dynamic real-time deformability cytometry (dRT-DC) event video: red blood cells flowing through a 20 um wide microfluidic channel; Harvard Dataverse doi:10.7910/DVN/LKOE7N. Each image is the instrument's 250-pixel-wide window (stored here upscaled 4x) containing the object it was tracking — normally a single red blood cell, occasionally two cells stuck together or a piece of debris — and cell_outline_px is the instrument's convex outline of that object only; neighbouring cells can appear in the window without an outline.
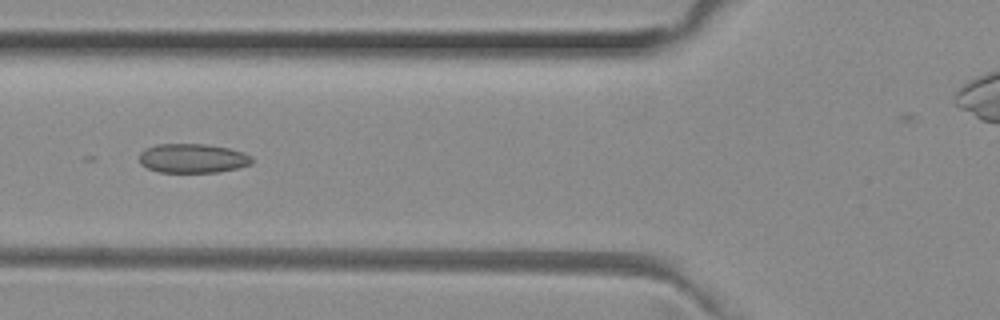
{"species": "common noctule bat (a hibernating species)", "species_latin": "Nyctalus noctula", "temperature_condition": "room temperature", "stored_images_in_passage": 50, "camera_frame_rate_fps": 3000, "um_per_image_px": 0.085, "animal": {"sex": "female", "body_mass_g": 29.2, "forearm_length_mm": 56.3}, "frame": {"image": 1, "passage_image": 21, "time_ms": 6.667, "image_size_px": [1000, 320], "cell_outline_px": [[252, 164], [236, 168], [216, 172], [160, 172], [148, 168], [140, 164], [140, 152], [144, 148], [156, 144], [204, 144], [228, 148], [244, 152], [252, 156]], "centroid_in_image_um": [16.36, 13.45], "position_along_channel_um": 109.4, "area_um2": 19.19}}
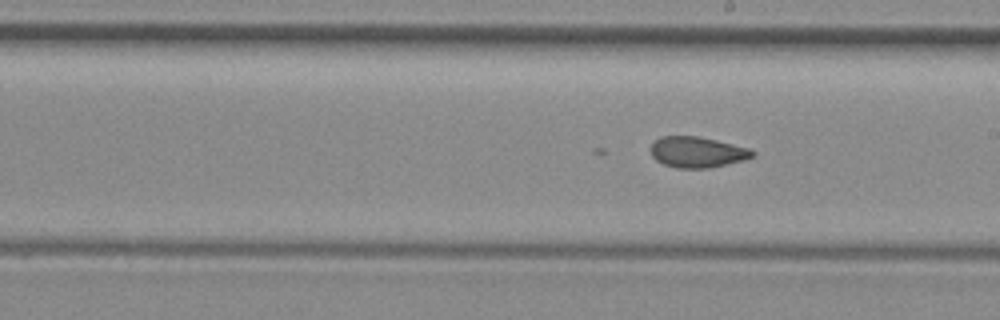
{"frame": {"image": 2, "passage_image": 30, "time_ms": 9.667, "image_size_px": [1000, 320], "cell_outline_px": [[756, 156], [744, 160], [708, 168], [676, 168], [664, 164], [656, 160], [652, 156], [652, 144], [660, 136], [696, 136], [716, 140], [748, 148], [756, 152]], "centroid_in_image_um": [59.28, 12.93], "position_along_channel_um": 229.7, "area_um2": 18.15}}
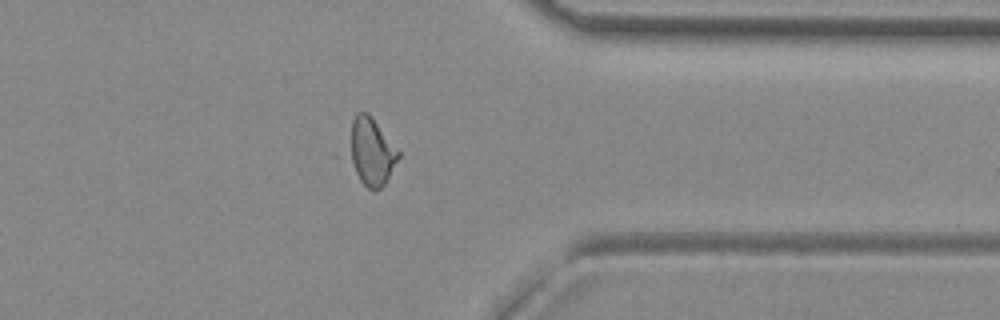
{"frame": {"image": 3, "passage_image": 42, "time_ms": 13.667, "image_size_px": [1000, 320], "cell_outline_px": [[400, 156], [384, 184], [380, 188], [368, 188], [360, 180], [344, 156], [352, 120], [356, 112], [368, 112], [400, 152]], "centroid_in_image_um": [31.47, 12.85], "position_along_channel_um": 379.9, "area_um2": 19.83}}